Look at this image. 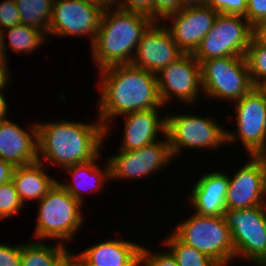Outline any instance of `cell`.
Masks as SVG:
<instances>
[{
  "mask_svg": "<svg viewBox=\"0 0 266 266\" xmlns=\"http://www.w3.org/2000/svg\"><path fill=\"white\" fill-rule=\"evenodd\" d=\"M95 122H36L38 161L58 165L61 169L98 157L102 154V147L106 141V128L98 118Z\"/></svg>",
  "mask_w": 266,
  "mask_h": 266,
  "instance_id": "2",
  "label": "cell"
},
{
  "mask_svg": "<svg viewBox=\"0 0 266 266\" xmlns=\"http://www.w3.org/2000/svg\"><path fill=\"white\" fill-rule=\"evenodd\" d=\"M54 0H15L21 24L35 27L48 34Z\"/></svg>",
  "mask_w": 266,
  "mask_h": 266,
  "instance_id": "25",
  "label": "cell"
},
{
  "mask_svg": "<svg viewBox=\"0 0 266 266\" xmlns=\"http://www.w3.org/2000/svg\"><path fill=\"white\" fill-rule=\"evenodd\" d=\"M5 93H0V121H4L6 119H8L7 117V112L8 111V103L6 102V99H5Z\"/></svg>",
  "mask_w": 266,
  "mask_h": 266,
  "instance_id": "38",
  "label": "cell"
},
{
  "mask_svg": "<svg viewBox=\"0 0 266 266\" xmlns=\"http://www.w3.org/2000/svg\"><path fill=\"white\" fill-rule=\"evenodd\" d=\"M21 24L19 10L15 0H3L0 2V29L5 30Z\"/></svg>",
  "mask_w": 266,
  "mask_h": 266,
  "instance_id": "31",
  "label": "cell"
},
{
  "mask_svg": "<svg viewBox=\"0 0 266 266\" xmlns=\"http://www.w3.org/2000/svg\"><path fill=\"white\" fill-rule=\"evenodd\" d=\"M249 160L237 169L226 193L227 209H247L266 206V171L258 156H248Z\"/></svg>",
  "mask_w": 266,
  "mask_h": 266,
  "instance_id": "14",
  "label": "cell"
},
{
  "mask_svg": "<svg viewBox=\"0 0 266 266\" xmlns=\"http://www.w3.org/2000/svg\"><path fill=\"white\" fill-rule=\"evenodd\" d=\"M245 58L252 82L256 87L266 79V42L255 34L247 48Z\"/></svg>",
  "mask_w": 266,
  "mask_h": 266,
  "instance_id": "27",
  "label": "cell"
},
{
  "mask_svg": "<svg viewBox=\"0 0 266 266\" xmlns=\"http://www.w3.org/2000/svg\"><path fill=\"white\" fill-rule=\"evenodd\" d=\"M162 242V245L167 246L179 266H218L212 259L194 247L181 242L172 232Z\"/></svg>",
  "mask_w": 266,
  "mask_h": 266,
  "instance_id": "26",
  "label": "cell"
},
{
  "mask_svg": "<svg viewBox=\"0 0 266 266\" xmlns=\"http://www.w3.org/2000/svg\"><path fill=\"white\" fill-rule=\"evenodd\" d=\"M140 266H179L176 259L168 251L151 252L150 249L142 245L140 255Z\"/></svg>",
  "mask_w": 266,
  "mask_h": 266,
  "instance_id": "29",
  "label": "cell"
},
{
  "mask_svg": "<svg viewBox=\"0 0 266 266\" xmlns=\"http://www.w3.org/2000/svg\"><path fill=\"white\" fill-rule=\"evenodd\" d=\"M172 233L183 243L212 259L218 266L234 262V246L224 216L193 213L174 227Z\"/></svg>",
  "mask_w": 266,
  "mask_h": 266,
  "instance_id": "5",
  "label": "cell"
},
{
  "mask_svg": "<svg viewBox=\"0 0 266 266\" xmlns=\"http://www.w3.org/2000/svg\"><path fill=\"white\" fill-rule=\"evenodd\" d=\"M22 243L9 245L0 243V266H20Z\"/></svg>",
  "mask_w": 266,
  "mask_h": 266,
  "instance_id": "34",
  "label": "cell"
},
{
  "mask_svg": "<svg viewBox=\"0 0 266 266\" xmlns=\"http://www.w3.org/2000/svg\"><path fill=\"white\" fill-rule=\"evenodd\" d=\"M142 244L124 239H108L89 246L78 255L89 266H140Z\"/></svg>",
  "mask_w": 266,
  "mask_h": 266,
  "instance_id": "20",
  "label": "cell"
},
{
  "mask_svg": "<svg viewBox=\"0 0 266 266\" xmlns=\"http://www.w3.org/2000/svg\"><path fill=\"white\" fill-rule=\"evenodd\" d=\"M28 126L24 129L9 118L0 121V159L13 167L38 161L37 124Z\"/></svg>",
  "mask_w": 266,
  "mask_h": 266,
  "instance_id": "17",
  "label": "cell"
},
{
  "mask_svg": "<svg viewBox=\"0 0 266 266\" xmlns=\"http://www.w3.org/2000/svg\"><path fill=\"white\" fill-rule=\"evenodd\" d=\"M83 206L56 182L45 197L38 201L33 236L38 241L52 239L60 244L75 241L76 233L84 225Z\"/></svg>",
  "mask_w": 266,
  "mask_h": 266,
  "instance_id": "4",
  "label": "cell"
},
{
  "mask_svg": "<svg viewBox=\"0 0 266 266\" xmlns=\"http://www.w3.org/2000/svg\"><path fill=\"white\" fill-rule=\"evenodd\" d=\"M12 180L0 185V220L16 216L24 208Z\"/></svg>",
  "mask_w": 266,
  "mask_h": 266,
  "instance_id": "28",
  "label": "cell"
},
{
  "mask_svg": "<svg viewBox=\"0 0 266 266\" xmlns=\"http://www.w3.org/2000/svg\"><path fill=\"white\" fill-rule=\"evenodd\" d=\"M8 66V64H0V93H4L3 90L10 83L11 75Z\"/></svg>",
  "mask_w": 266,
  "mask_h": 266,
  "instance_id": "37",
  "label": "cell"
},
{
  "mask_svg": "<svg viewBox=\"0 0 266 266\" xmlns=\"http://www.w3.org/2000/svg\"><path fill=\"white\" fill-rule=\"evenodd\" d=\"M5 49H4V36H3V30L0 29V64H9L7 61Z\"/></svg>",
  "mask_w": 266,
  "mask_h": 266,
  "instance_id": "41",
  "label": "cell"
},
{
  "mask_svg": "<svg viewBox=\"0 0 266 266\" xmlns=\"http://www.w3.org/2000/svg\"><path fill=\"white\" fill-rule=\"evenodd\" d=\"M3 36L7 59L9 58L6 52L8 48L14 51V53L31 54L35 49L42 46L43 43L45 44L47 40L49 41L47 34L43 30L24 24L15 25L3 30ZM6 38L9 41L8 44Z\"/></svg>",
  "mask_w": 266,
  "mask_h": 266,
  "instance_id": "24",
  "label": "cell"
},
{
  "mask_svg": "<svg viewBox=\"0 0 266 266\" xmlns=\"http://www.w3.org/2000/svg\"><path fill=\"white\" fill-rule=\"evenodd\" d=\"M200 65L202 92L206 99L234 102L255 87L245 56L212 58Z\"/></svg>",
  "mask_w": 266,
  "mask_h": 266,
  "instance_id": "6",
  "label": "cell"
},
{
  "mask_svg": "<svg viewBox=\"0 0 266 266\" xmlns=\"http://www.w3.org/2000/svg\"><path fill=\"white\" fill-rule=\"evenodd\" d=\"M15 167L0 159V185L12 180V173Z\"/></svg>",
  "mask_w": 266,
  "mask_h": 266,
  "instance_id": "36",
  "label": "cell"
},
{
  "mask_svg": "<svg viewBox=\"0 0 266 266\" xmlns=\"http://www.w3.org/2000/svg\"><path fill=\"white\" fill-rule=\"evenodd\" d=\"M183 54L166 24L153 22L138 42L131 64L157 74Z\"/></svg>",
  "mask_w": 266,
  "mask_h": 266,
  "instance_id": "15",
  "label": "cell"
},
{
  "mask_svg": "<svg viewBox=\"0 0 266 266\" xmlns=\"http://www.w3.org/2000/svg\"><path fill=\"white\" fill-rule=\"evenodd\" d=\"M257 156L263 161L266 171V146Z\"/></svg>",
  "mask_w": 266,
  "mask_h": 266,
  "instance_id": "45",
  "label": "cell"
},
{
  "mask_svg": "<svg viewBox=\"0 0 266 266\" xmlns=\"http://www.w3.org/2000/svg\"><path fill=\"white\" fill-rule=\"evenodd\" d=\"M101 154L89 162L79 163L63 168L73 179L72 183L57 181L73 198L84 205L83 193L102 191L108 181H111L110 164L106 160L103 169L98 166ZM106 183V184H105ZM86 189V190H85Z\"/></svg>",
  "mask_w": 266,
  "mask_h": 266,
  "instance_id": "21",
  "label": "cell"
},
{
  "mask_svg": "<svg viewBox=\"0 0 266 266\" xmlns=\"http://www.w3.org/2000/svg\"><path fill=\"white\" fill-rule=\"evenodd\" d=\"M60 266H74V259L69 256Z\"/></svg>",
  "mask_w": 266,
  "mask_h": 266,
  "instance_id": "46",
  "label": "cell"
},
{
  "mask_svg": "<svg viewBox=\"0 0 266 266\" xmlns=\"http://www.w3.org/2000/svg\"><path fill=\"white\" fill-rule=\"evenodd\" d=\"M153 0H117L115 7L132 12H139L151 19Z\"/></svg>",
  "mask_w": 266,
  "mask_h": 266,
  "instance_id": "35",
  "label": "cell"
},
{
  "mask_svg": "<svg viewBox=\"0 0 266 266\" xmlns=\"http://www.w3.org/2000/svg\"><path fill=\"white\" fill-rule=\"evenodd\" d=\"M152 23L147 15L139 12L117 7L103 10L99 29L90 46L94 65L101 70L131 64L138 42Z\"/></svg>",
  "mask_w": 266,
  "mask_h": 266,
  "instance_id": "3",
  "label": "cell"
},
{
  "mask_svg": "<svg viewBox=\"0 0 266 266\" xmlns=\"http://www.w3.org/2000/svg\"><path fill=\"white\" fill-rule=\"evenodd\" d=\"M44 166L45 164L37 161L14 168L12 182L24 206L29 200H42L58 181L48 175Z\"/></svg>",
  "mask_w": 266,
  "mask_h": 266,
  "instance_id": "22",
  "label": "cell"
},
{
  "mask_svg": "<svg viewBox=\"0 0 266 266\" xmlns=\"http://www.w3.org/2000/svg\"><path fill=\"white\" fill-rule=\"evenodd\" d=\"M255 34L264 42H266V21H263L255 28Z\"/></svg>",
  "mask_w": 266,
  "mask_h": 266,
  "instance_id": "42",
  "label": "cell"
},
{
  "mask_svg": "<svg viewBox=\"0 0 266 266\" xmlns=\"http://www.w3.org/2000/svg\"><path fill=\"white\" fill-rule=\"evenodd\" d=\"M224 218L231 231L234 260L243 257L253 266L266 265V206L226 209Z\"/></svg>",
  "mask_w": 266,
  "mask_h": 266,
  "instance_id": "8",
  "label": "cell"
},
{
  "mask_svg": "<svg viewBox=\"0 0 266 266\" xmlns=\"http://www.w3.org/2000/svg\"><path fill=\"white\" fill-rule=\"evenodd\" d=\"M254 27L266 20V0H247V10L244 16Z\"/></svg>",
  "mask_w": 266,
  "mask_h": 266,
  "instance_id": "33",
  "label": "cell"
},
{
  "mask_svg": "<svg viewBox=\"0 0 266 266\" xmlns=\"http://www.w3.org/2000/svg\"><path fill=\"white\" fill-rule=\"evenodd\" d=\"M256 88L266 97V79L262 80Z\"/></svg>",
  "mask_w": 266,
  "mask_h": 266,
  "instance_id": "44",
  "label": "cell"
},
{
  "mask_svg": "<svg viewBox=\"0 0 266 266\" xmlns=\"http://www.w3.org/2000/svg\"><path fill=\"white\" fill-rule=\"evenodd\" d=\"M226 132V128L220 126L212 115H166V135L174 159L182 154L184 149L219 150V147L227 143Z\"/></svg>",
  "mask_w": 266,
  "mask_h": 266,
  "instance_id": "7",
  "label": "cell"
},
{
  "mask_svg": "<svg viewBox=\"0 0 266 266\" xmlns=\"http://www.w3.org/2000/svg\"><path fill=\"white\" fill-rule=\"evenodd\" d=\"M255 28L242 15L219 13L193 53L201 63L212 58L245 56Z\"/></svg>",
  "mask_w": 266,
  "mask_h": 266,
  "instance_id": "9",
  "label": "cell"
},
{
  "mask_svg": "<svg viewBox=\"0 0 266 266\" xmlns=\"http://www.w3.org/2000/svg\"><path fill=\"white\" fill-rule=\"evenodd\" d=\"M232 105L236 129H227V144L239 140L248 156H257L266 146V97L254 87Z\"/></svg>",
  "mask_w": 266,
  "mask_h": 266,
  "instance_id": "10",
  "label": "cell"
},
{
  "mask_svg": "<svg viewBox=\"0 0 266 266\" xmlns=\"http://www.w3.org/2000/svg\"><path fill=\"white\" fill-rule=\"evenodd\" d=\"M157 76L158 91L163 106L173 98L180 103L194 105L200 93H203L201 84V65L190 53L181 57L163 68Z\"/></svg>",
  "mask_w": 266,
  "mask_h": 266,
  "instance_id": "12",
  "label": "cell"
},
{
  "mask_svg": "<svg viewBox=\"0 0 266 266\" xmlns=\"http://www.w3.org/2000/svg\"><path fill=\"white\" fill-rule=\"evenodd\" d=\"M103 10L85 0H54L47 36H86L93 44Z\"/></svg>",
  "mask_w": 266,
  "mask_h": 266,
  "instance_id": "13",
  "label": "cell"
},
{
  "mask_svg": "<svg viewBox=\"0 0 266 266\" xmlns=\"http://www.w3.org/2000/svg\"><path fill=\"white\" fill-rule=\"evenodd\" d=\"M70 256L74 259V266H89L77 253L71 251Z\"/></svg>",
  "mask_w": 266,
  "mask_h": 266,
  "instance_id": "43",
  "label": "cell"
},
{
  "mask_svg": "<svg viewBox=\"0 0 266 266\" xmlns=\"http://www.w3.org/2000/svg\"><path fill=\"white\" fill-rule=\"evenodd\" d=\"M182 8L202 6L207 3V0H179Z\"/></svg>",
  "mask_w": 266,
  "mask_h": 266,
  "instance_id": "40",
  "label": "cell"
},
{
  "mask_svg": "<svg viewBox=\"0 0 266 266\" xmlns=\"http://www.w3.org/2000/svg\"><path fill=\"white\" fill-rule=\"evenodd\" d=\"M70 252L65 244L47 245L38 240L23 242L20 266H60L70 256Z\"/></svg>",
  "mask_w": 266,
  "mask_h": 266,
  "instance_id": "23",
  "label": "cell"
},
{
  "mask_svg": "<svg viewBox=\"0 0 266 266\" xmlns=\"http://www.w3.org/2000/svg\"><path fill=\"white\" fill-rule=\"evenodd\" d=\"M218 14L206 3L202 6L182 8L178 13L168 16L164 23L167 20L171 22L166 28L179 48L184 53L193 54L213 26Z\"/></svg>",
  "mask_w": 266,
  "mask_h": 266,
  "instance_id": "16",
  "label": "cell"
},
{
  "mask_svg": "<svg viewBox=\"0 0 266 266\" xmlns=\"http://www.w3.org/2000/svg\"><path fill=\"white\" fill-rule=\"evenodd\" d=\"M159 110L148 109L120 116L124 117L125 121L122 133L124 138L118 150L139 149L158 141V136L165 135L166 117H162ZM159 133L161 134L158 135Z\"/></svg>",
  "mask_w": 266,
  "mask_h": 266,
  "instance_id": "19",
  "label": "cell"
},
{
  "mask_svg": "<svg viewBox=\"0 0 266 266\" xmlns=\"http://www.w3.org/2000/svg\"><path fill=\"white\" fill-rule=\"evenodd\" d=\"M99 71L97 116L106 128V137L111 131L112 119L131 112L164 107L156 74L132 64L113 65Z\"/></svg>",
  "mask_w": 266,
  "mask_h": 266,
  "instance_id": "1",
  "label": "cell"
},
{
  "mask_svg": "<svg viewBox=\"0 0 266 266\" xmlns=\"http://www.w3.org/2000/svg\"><path fill=\"white\" fill-rule=\"evenodd\" d=\"M181 9L179 0H153L151 20L153 22H162L168 16L178 13Z\"/></svg>",
  "mask_w": 266,
  "mask_h": 266,
  "instance_id": "30",
  "label": "cell"
},
{
  "mask_svg": "<svg viewBox=\"0 0 266 266\" xmlns=\"http://www.w3.org/2000/svg\"><path fill=\"white\" fill-rule=\"evenodd\" d=\"M87 2L99 5L102 9H109L116 5L117 0H85Z\"/></svg>",
  "mask_w": 266,
  "mask_h": 266,
  "instance_id": "39",
  "label": "cell"
},
{
  "mask_svg": "<svg viewBox=\"0 0 266 266\" xmlns=\"http://www.w3.org/2000/svg\"><path fill=\"white\" fill-rule=\"evenodd\" d=\"M207 4L221 14L246 15L247 0H207Z\"/></svg>",
  "mask_w": 266,
  "mask_h": 266,
  "instance_id": "32",
  "label": "cell"
},
{
  "mask_svg": "<svg viewBox=\"0 0 266 266\" xmlns=\"http://www.w3.org/2000/svg\"><path fill=\"white\" fill-rule=\"evenodd\" d=\"M163 137L164 139L139 149L119 150L117 154L107 158L110 164L111 181L150 178L151 174L173 164L172 159L174 158L169 140L166 134Z\"/></svg>",
  "mask_w": 266,
  "mask_h": 266,
  "instance_id": "11",
  "label": "cell"
},
{
  "mask_svg": "<svg viewBox=\"0 0 266 266\" xmlns=\"http://www.w3.org/2000/svg\"><path fill=\"white\" fill-rule=\"evenodd\" d=\"M189 199L197 215L224 216L229 176L222 171H210L196 179Z\"/></svg>",
  "mask_w": 266,
  "mask_h": 266,
  "instance_id": "18",
  "label": "cell"
}]
</instances>
